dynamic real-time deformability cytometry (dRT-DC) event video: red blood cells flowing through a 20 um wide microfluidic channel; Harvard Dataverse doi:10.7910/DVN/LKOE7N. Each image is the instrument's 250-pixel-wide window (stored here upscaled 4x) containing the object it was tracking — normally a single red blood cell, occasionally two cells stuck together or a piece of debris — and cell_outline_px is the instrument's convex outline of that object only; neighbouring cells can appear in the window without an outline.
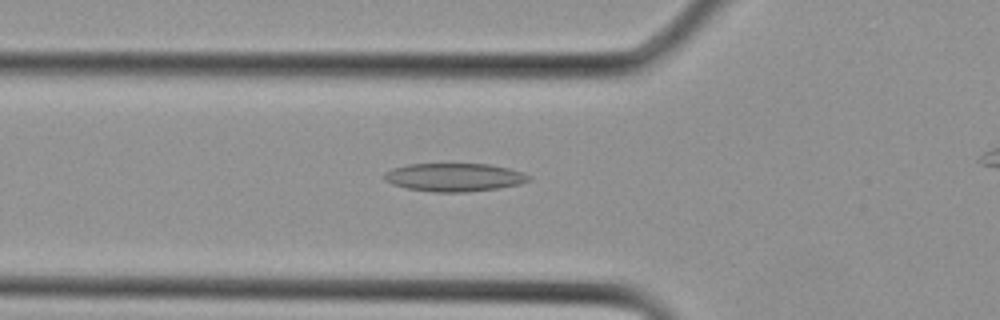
{"species": "Egyptian fruit bat (a non-hibernating species)", "species_latin": "Rousettus aegyptiacus", "temperature_condition": "cold", "stored_images_in_passage": 23, "camera_frame_rate_fps": 3000, "um_per_image_px": 0.085, "animal": {"sex": "female"}, "frame": {"image": 1, "passage_image": 7, "time_ms": 2.0, "image_size_px": [1000, 320], "cell_outline_px": [[532, 180], [516, 184], [496, 188], [468, 192], [432, 192], [408, 188], [392, 184], [384, 180], [384, 176], [392, 168], [408, 164], [488, 164], [508, 168], [532, 176]], "centroid_in_image_um": [38.61, 15.07], "position_along_channel_um": 87.2, "area_um2": 23.52}}
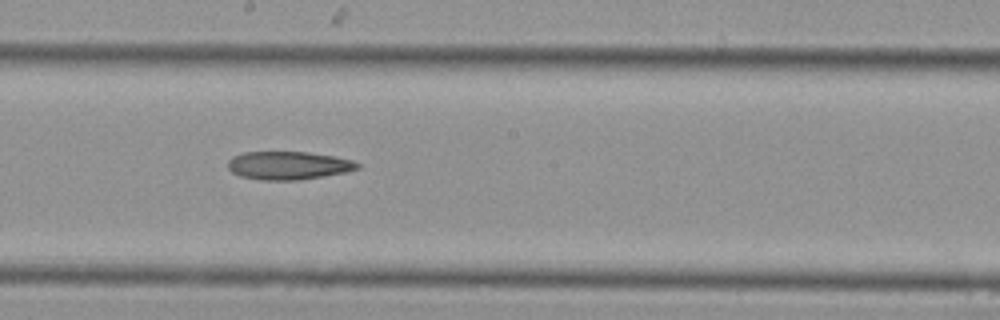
{"frame": {"image": 2, "passage_image": 13, "time_ms": 4.0, "image_size_px": [1000, 320], "cell_outline_px": [[360, 168], [344, 172], [324, 176], [296, 180], [264, 180], [240, 176], [232, 172], [228, 168], [228, 160], [232, 156], [244, 152], [308, 152], [336, 156], [352, 160], [360, 164]], "centroid_in_image_um": [24.51, 14.06], "position_along_channel_um": 223.7, "area_um2": 21.27}}
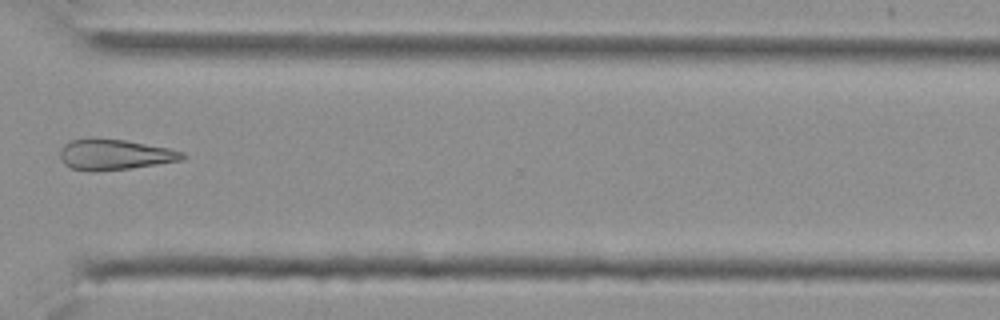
{"frame": {"image": 3, "passage_image": 19, "time_ms": 6.0, "image_size_px": [1000, 320], "cell_outline_px": [[188, 156], [180, 160], [156, 164], [128, 168], [92, 172], [88, 172], [72, 168], [64, 164], [60, 156], [60, 148], [64, 144], [72, 140], [124, 140], [168, 148], [184, 152]], "centroid_in_image_um": [9.74, 13.17], "position_along_channel_um": 360.9, "area_um2": 21.27}}